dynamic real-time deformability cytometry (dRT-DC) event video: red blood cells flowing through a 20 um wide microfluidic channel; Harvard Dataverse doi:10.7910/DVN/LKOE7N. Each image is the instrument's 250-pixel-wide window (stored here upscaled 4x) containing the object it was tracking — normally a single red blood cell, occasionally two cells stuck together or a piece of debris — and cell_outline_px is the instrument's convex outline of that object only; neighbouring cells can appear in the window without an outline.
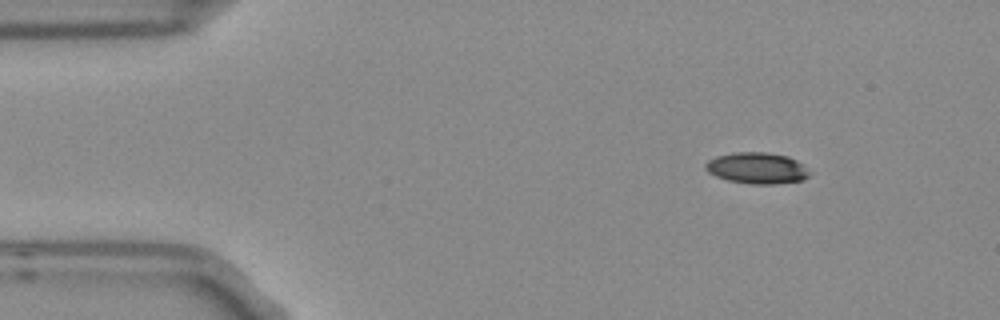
{"species": "Egyptian fruit bat (a non-hibernating species)", "species_latin": "Rousettus aegyptiacus", "temperature_condition": "room temperature", "stored_images_in_passage": 13, "camera_frame_rate_fps": 3000, "um_per_image_px": 0.085, "frame": {"image": 1, "passage_image": 1, "time_ms": 0.0, "image_size_px": [1000, 320], "cell_outline_px": [[808, 176], [804, 180], [776, 184], [752, 184], [728, 180], [716, 176], [708, 172], [704, 168], [704, 164], [708, 160], [716, 156], [736, 152], [764, 152], [788, 156], [804, 164], [808, 172]], "centroid_in_image_um": [64.33, 14.29], "position_along_channel_um": 20.7, "area_um2": 18.96}}
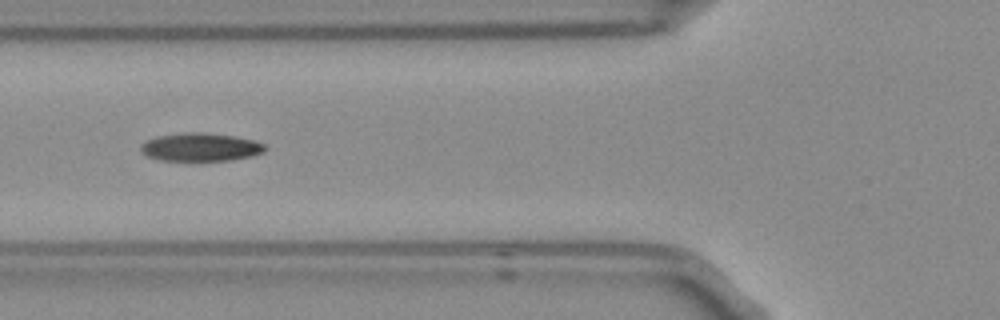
{"frame": {"image": 2, "passage_image": 4, "time_ms": 1.0, "image_size_px": [1000, 320], "cell_outline_px": [[268, 148], [264, 152], [252, 156], [232, 160], [160, 160], [148, 156], [140, 152], [140, 144], [156, 136], [184, 132], [204, 132], [232, 136], [256, 140], [264, 144]], "centroid_in_image_um": [17.06, 12.5], "position_along_channel_um": 108.7, "area_um2": 20.52}}
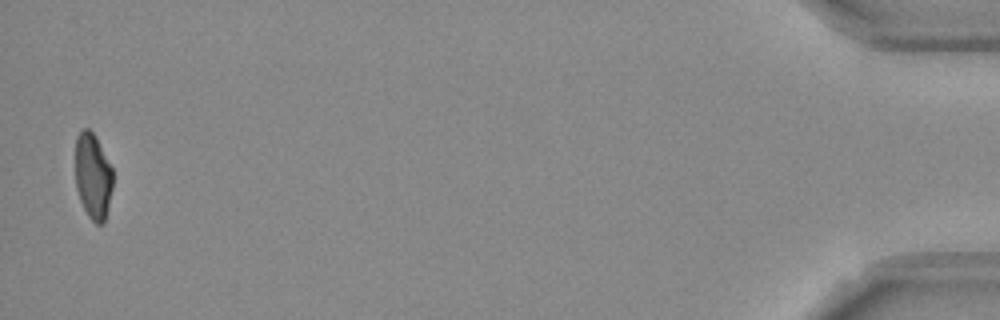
{"frame": {"image": 3, "passage_image": 13, "time_ms": 4.0, "image_size_px": [1000, 320], "cell_outline_px": [[112, 188], [104, 224], [96, 224], [88, 216], [80, 200], [76, 188], [76, 136], [84, 128], [88, 128], [96, 136], [112, 168]], "centroid_in_image_um": [7.9, 14.97], "position_along_channel_um": 427.3, "area_um2": 18.67}}